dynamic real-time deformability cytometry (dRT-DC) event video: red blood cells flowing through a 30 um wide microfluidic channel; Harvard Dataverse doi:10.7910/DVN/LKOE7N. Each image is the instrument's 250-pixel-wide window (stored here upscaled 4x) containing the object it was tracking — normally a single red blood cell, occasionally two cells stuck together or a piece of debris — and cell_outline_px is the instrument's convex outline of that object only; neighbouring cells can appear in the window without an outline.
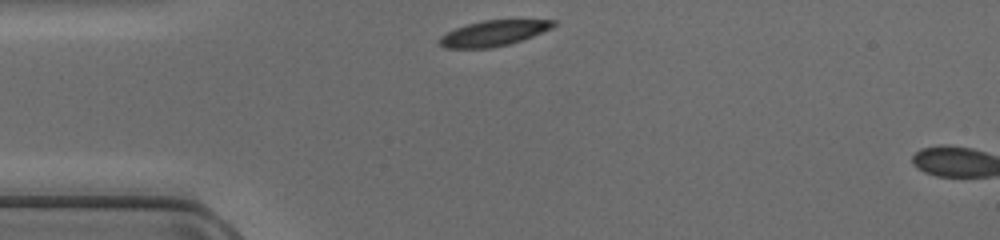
{"species": "common noctule bat (a hibernating species)", "species_latin": "Nyctalus noctula", "temperature_condition": "cold", "stored_images_in_passage": 3, "camera_frame_rate_fps": 3000, "um_per_image_px": 0.085, "animal": {"sex": "female", "body_mass_g": 17.0, "forearm_length_mm": 48.0}, "frame": {"image": 1, "passage_image": 1, "time_ms": 0.0, "image_size_px": [1000, 240], "cell_outline_px": [[556, 24], [552, 28], [532, 36], [508, 44], [488, 48], [444, 48], [440, 44], [440, 36], [456, 28], [468, 24], [484, 20], [556, 20]], "centroid_in_image_um": [41.95, 2.82], "position_along_channel_um": 43.1, "area_um2": 16.65}}